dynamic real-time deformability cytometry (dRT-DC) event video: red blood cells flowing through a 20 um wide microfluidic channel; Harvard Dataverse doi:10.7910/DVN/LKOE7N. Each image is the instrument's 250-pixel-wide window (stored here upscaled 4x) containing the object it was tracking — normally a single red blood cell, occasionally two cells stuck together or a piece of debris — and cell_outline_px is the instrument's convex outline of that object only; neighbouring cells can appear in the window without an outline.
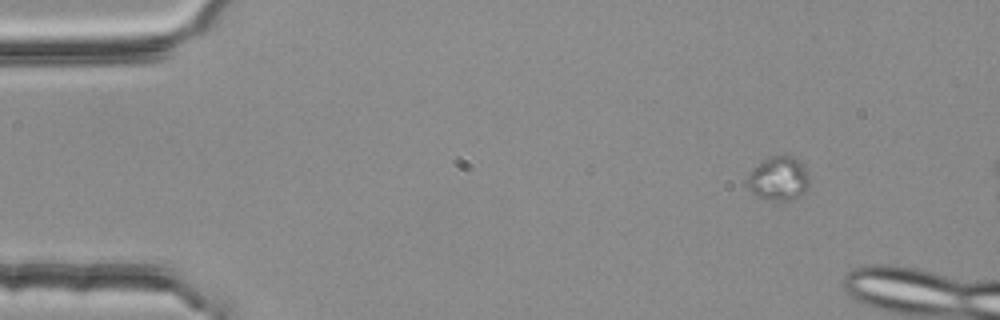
{"species": "common noctule bat (a hibernating species)", "species_latin": "Nyctalus noctula", "temperature_condition": "room temperature", "stored_images_in_passage": 3, "camera_frame_rate_fps": 3000, "um_per_image_px": 0.085, "animal": {"sex": "female", "body_mass_g": 25.1}, "frame": {"image": 1, "passage_image": 1, "time_ms": 0.0, "image_size_px": [1000, 320], "cell_outline_px": [[808, 184], [804, 192], [800, 196], [792, 200], [772, 200], [756, 196], [748, 188], [748, 176], [768, 156], [792, 156], [804, 168], [808, 176]], "centroid_in_image_um": [66.18, 15.21], "position_along_channel_um": 18.8, "area_um2": 15.32}}